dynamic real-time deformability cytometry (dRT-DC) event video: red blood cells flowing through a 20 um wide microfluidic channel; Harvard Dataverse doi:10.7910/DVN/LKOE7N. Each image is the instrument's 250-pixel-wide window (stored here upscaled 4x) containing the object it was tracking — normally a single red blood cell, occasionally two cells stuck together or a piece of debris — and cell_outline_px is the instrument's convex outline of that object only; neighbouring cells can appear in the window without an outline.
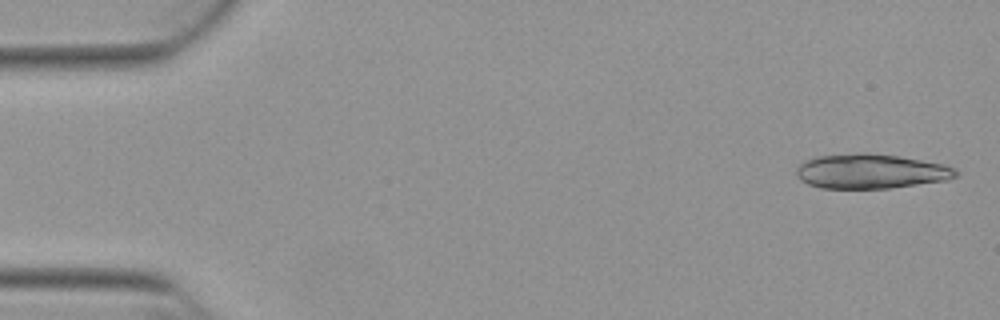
{"species": "Egyptian fruit bat (a non-hibernating species)", "species_latin": "Rousettus aegyptiacus", "temperature_condition": "warm", "stored_images_in_passage": 22, "camera_frame_rate_fps": 3000, "um_per_image_px": 0.085, "animal": {"sex": "female"}, "frame": {"image": 1, "passage_image": 2, "time_ms": 0.333, "image_size_px": [1000, 320], "cell_outline_px": [[960, 172], [956, 176], [948, 180], [888, 188], [820, 188], [808, 184], [800, 180], [796, 176], [796, 168], [800, 164], [816, 156], [860, 152], [864, 152], [900, 156], [940, 164], [956, 168]], "centroid_in_image_um": [74.0, 14.56], "position_along_channel_um": 11.0, "area_um2": 32.19}}
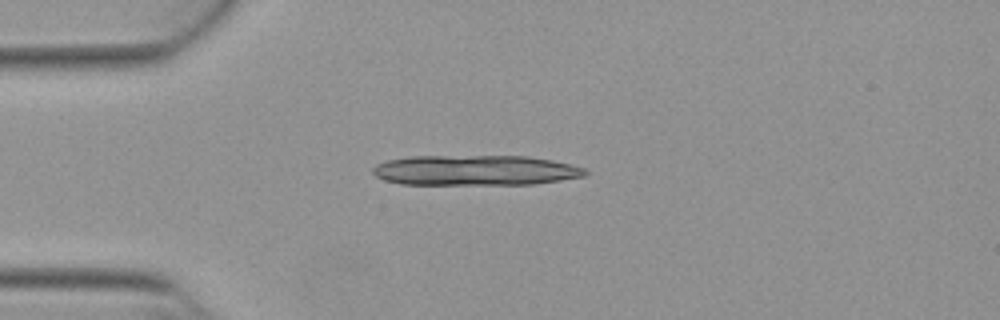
{"frame": {"image": 2, "passage_image": 13, "time_ms": 4.0, "image_size_px": [1000, 320], "cell_outline_px": [[588, 172], [584, 176], [536, 184], [400, 184], [384, 180], [376, 176], [372, 172], [372, 168], [376, 164], [388, 160], [412, 156], [528, 156], [552, 160], [584, 168]], "centroid_in_image_um": [40.37, 14.47], "position_along_channel_um": 44.6, "area_um2": 37.4}}
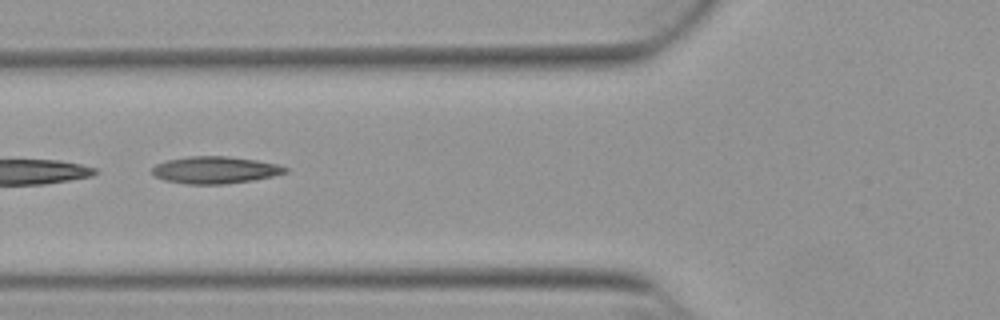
{"frame": {"image": 3, "passage_image": 20, "time_ms": 6.333, "image_size_px": [1000, 320], "cell_outline_px": [[288, 172], [272, 176], [252, 180], [224, 184], [184, 184], [164, 180], [156, 176], [152, 172], [152, 168], [156, 164], [168, 160], [188, 156], [228, 156], [256, 160], [276, 164], [288, 168]], "centroid_in_image_um": [18.27, 14.45], "position_along_channel_um": 107.5, "area_um2": 20.92}}